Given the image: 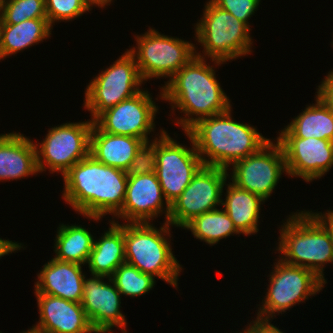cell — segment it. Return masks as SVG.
Masks as SVG:
<instances>
[{
  "instance_id": "cell-1",
  "label": "cell",
  "mask_w": 333,
  "mask_h": 333,
  "mask_svg": "<svg viewBox=\"0 0 333 333\" xmlns=\"http://www.w3.org/2000/svg\"><path fill=\"white\" fill-rule=\"evenodd\" d=\"M62 198L73 210L93 221L115 215L125 200L126 171L96 161L91 155L64 175Z\"/></svg>"
},
{
  "instance_id": "cell-2",
  "label": "cell",
  "mask_w": 333,
  "mask_h": 333,
  "mask_svg": "<svg viewBox=\"0 0 333 333\" xmlns=\"http://www.w3.org/2000/svg\"><path fill=\"white\" fill-rule=\"evenodd\" d=\"M207 60L194 56L160 88L159 97L170 102L171 111L176 108L184 113L185 117L181 116L177 121L175 119L183 131L202 118L232 108L229 97L216 79L214 66L206 63Z\"/></svg>"
},
{
  "instance_id": "cell-3",
  "label": "cell",
  "mask_w": 333,
  "mask_h": 333,
  "mask_svg": "<svg viewBox=\"0 0 333 333\" xmlns=\"http://www.w3.org/2000/svg\"><path fill=\"white\" fill-rule=\"evenodd\" d=\"M231 112L232 108L202 118L187 130L204 166L229 170L228 167L258 152L271 140L265 138L254 126L232 119Z\"/></svg>"
},
{
  "instance_id": "cell-4",
  "label": "cell",
  "mask_w": 333,
  "mask_h": 333,
  "mask_svg": "<svg viewBox=\"0 0 333 333\" xmlns=\"http://www.w3.org/2000/svg\"><path fill=\"white\" fill-rule=\"evenodd\" d=\"M278 246L280 259L313 271L325 284L324 266L333 264V247L328 228L312 211L295 212L281 225Z\"/></svg>"
},
{
  "instance_id": "cell-5",
  "label": "cell",
  "mask_w": 333,
  "mask_h": 333,
  "mask_svg": "<svg viewBox=\"0 0 333 333\" xmlns=\"http://www.w3.org/2000/svg\"><path fill=\"white\" fill-rule=\"evenodd\" d=\"M170 227L165 221L160 229L153 223L124 222L125 262L178 288V277L183 268L166 237H172Z\"/></svg>"
},
{
  "instance_id": "cell-6",
  "label": "cell",
  "mask_w": 333,
  "mask_h": 333,
  "mask_svg": "<svg viewBox=\"0 0 333 333\" xmlns=\"http://www.w3.org/2000/svg\"><path fill=\"white\" fill-rule=\"evenodd\" d=\"M204 7L202 18L194 26L195 39L203 46L204 55L195 47V56L210 58L217 66H221L252 52L251 29L245 23L212 0L207 1Z\"/></svg>"
},
{
  "instance_id": "cell-7",
  "label": "cell",
  "mask_w": 333,
  "mask_h": 333,
  "mask_svg": "<svg viewBox=\"0 0 333 333\" xmlns=\"http://www.w3.org/2000/svg\"><path fill=\"white\" fill-rule=\"evenodd\" d=\"M137 47L128 51L134 56L143 81L171 78L195 56V45L149 28L135 36Z\"/></svg>"
},
{
  "instance_id": "cell-8",
  "label": "cell",
  "mask_w": 333,
  "mask_h": 333,
  "mask_svg": "<svg viewBox=\"0 0 333 333\" xmlns=\"http://www.w3.org/2000/svg\"><path fill=\"white\" fill-rule=\"evenodd\" d=\"M269 275V284L262 305L258 307L257 317L271 320L276 314L286 312L295 304L316 295L324 288L325 283L311 270L289 265L280 258Z\"/></svg>"
},
{
  "instance_id": "cell-9",
  "label": "cell",
  "mask_w": 333,
  "mask_h": 333,
  "mask_svg": "<svg viewBox=\"0 0 333 333\" xmlns=\"http://www.w3.org/2000/svg\"><path fill=\"white\" fill-rule=\"evenodd\" d=\"M143 80L134 56L125 51L112 65L94 77L85 89L84 108L94 121L101 113L137 93Z\"/></svg>"
},
{
  "instance_id": "cell-10",
  "label": "cell",
  "mask_w": 333,
  "mask_h": 333,
  "mask_svg": "<svg viewBox=\"0 0 333 333\" xmlns=\"http://www.w3.org/2000/svg\"><path fill=\"white\" fill-rule=\"evenodd\" d=\"M93 121L67 122L48 130L41 143H35L39 173L49 168L50 173L62 176L76 163L89 155Z\"/></svg>"
},
{
  "instance_id": "cell-11",
  "label": "cell",
  "mask_w": 333,
  "mask_h": 333,
  "mask_svg": "<svg viewBox=\"0 0 333 333\" xmlns=\"http://www.w3.org/2000/svg\"><path fill=\"white\" fill-rule=\"evenodd\" d=\"M192 143L187 148L160 129V136L155 137L156 175L166 201L171 205L189 185L193 176L203 166L192 136L184 131Z\"/></svg>"
},
{
  "instance_id": "cell-12",
  "label": "cell",
  "mask_w": 333,
  "mask_h": 333,
  "mask_svg": "<svg viewBox=\"0 0 333 333\" xmlns=\"http://www.w3.org/2000/svg\"><path fill=\"white\" fill-rule=\"evenodd\" d=\"M229 175L225 168L203 165L170 205L168 223L183 228L194 217L216 209L222 203Z\"/></svg>"
},
{
  "instance_id": "cell-13",
  "label": "cell",
  "mask_w": 333,
  "mask_h": 333,
  "mask_svg": "<svg viewBox=\"0 0 333 333\" xmlns=\"http://www.w3.org/2000/svg\"><path fill=\"white\" fill-rule=\"evenodd\" d=\"M230 180L238 188L260 196L266 201L286 172V162L281 144L270 140L258 152L235 162Z\"/></svg>"
},
{
  "instance_id": "cell-14",
  "label": "cell",
  "mask_w": 333,
  "mask_h": 333,
  "mask_svg": "<svg viewBox=\"0 0 333 333\" xmlns=\"http://www.w3.org/2000/svg\"><path fill=\"white\" fill-rule=\"evenodd\" d=\"M158 110L151 94L142 90L104 111L93 122L103 132L136 137L149 142L148 134L154 131Z\"/></svg>"
},
{
  "instance_id": "cell-15",
  "label": "cell",
  "mask_w": 333,
  "mask_h": 333,
  "mask_svg": "<svg viewBox=\"0 0 333 333\" xmlns=\"http://www.w3.org/2000/svg\"><path fill=\"white\" fill-rule=\"evenodd\" d=\"M84 278L82 307L97 333H113L112 328H120L127 333V319L121 313V293L109 277L91 274ZM107 278L108 282L103 279Z\"/></svg>"
},
{
  "instance_id": "cell-16",
  "label": "cell",
  "mask_w": 333,
  "mask_h": 333,
  "mask_svg": "<svg viewBox=\"0 0 333 333\" xmlns=\"http://www.w3.org/2000/svg\"><path fill=\"white\" fill-rule=\"evenodd\" d=\"M281 144L288 176L306 182L323 177L333 166V141L318 138L277 137Z\"/></svg>"
},
{
  "instance_id": "cell-17",
  "label": "cell",
  "mask_w": 333,
  "mask_h": 333,
  "mask_svg": "<svg viewBox=\"0 0 333 333\" xmlns=\"http://www.w3.org/2000/svg\"><path fill=\"white\" fill-rule=\"evenodd\" d=\"M169 212L170 204L156 173H149L128 177L124 203L113 218H121L126 223H151L150 220L165 213V222H168Z\"/></svg>"
},
{
  "instance_id": "cell-18",
  "label": "cell",
  "mask_w": 333,
  "mask_h": 333,
  "mask_svg": "<svg viewBox=\"0 0 333 333\" xmlns=\"http://www.w3.org/2000/svg\"><path fill=\"white\" fill-rule=\"evenodd\" d=\"M35 295L40 318L33 328L43 333H97L81 303L52 295Z\"/></svg>"
},
{
  "instance_id": "cell-19",
  "label": "cell",
  "mask_w": 333,
  "mask_h": 333,
  "mask_svg": "<svg viewBox=\"0 0 333 333\" xmlns=\"http://www.w3.org/2000/svg\"><path fill=\"white\" fill-rule=\"evenodd\" d=\"M82 265L52 258L37 274L35 294L61 297L67 301L81 303L85 274Z\"/></svg>"
},
{
  "instance_id": "cell-20",
  "label": "cell",
  "mask_w": 333,
  "mask_h": 333,
  "mask_svg": "<svg viewBox=\"0 0 333 333\" xmlns=\"http://www.w3.org/2000/svg\"><path fill=\"white\" fill-rule=\"evenodd\" d=\"M36 147L21 133L0 135V181L19 180L37 175Z\"/></svg>"
},
{
  "instance_id": "cell-21",
  "label": "cell",
  "mask_w": 333,
  "mask_h": 333,
  "mask_svg": "<svg viewBox=\"0 0 333 333\" xmlns=\"http://www.w3.org/2000/svg\"><path fill=\"white\" fill-rule=\"evenodd\" d=\"M143 143L140 138L103 132L93 123L89 155L107 166L126 171Z\"/></svg>"
},
{
  "instance_id": "cell-22",
  "label": "cell",
  "mask_w": 333,
  "mask_h": 333,
  "mask_svg": "<svg viewBox=\"0 0 333 333\" xmlns=\"http://www.w3.org/2000/svg\"><path fill=\"white\" fill-rule=\"evenodd\" d=\"M99 240H94L87 262L91 274L111 277L115 270L125 263L124 223L115 219Z\"/></svg>"
},
{
  "instance_id": "cell-23",
  "label": "cell",
  "mask_w": 333,
  "mask_h": 333,
  "mask_svg": "<svg viewBox=\"0 0 333 333\" xmlns=\"http://www.w3.org/2000/svg\"><path fill=\"white\" fill-rule=\"evenodd\" d=\"M226 198L222 200V209L228 214L236 229L245 236L254 235L258 230L261 204L265 202L260 196L238 188L232 182L226 184Z\"/></svg>"
},
{
  "instance_id": "cell-24",
  "label": "cell",
  "mask_w": 333,
  "mask_h": 333,
  "mask_svg": "<svg viewBox=\"0 0 333 333\" xmlns=\"http://www.w3.org/2000/svg\"><path fill=\"white\" fill-rule=\"evenodd\" d=\"M277 137L318 138L333 141V112L316 96Z\"/></svg>"
},
{
  "instance_id": "cell-25",
  "label": "cell",
  "mask_w": 333,
  "mask_h": 333,
  "mask_svg": "<svg viewBox=\"0 0 333 333\" xmlns=\"http://www.w3.org/2000/svg\"><path fill=\"white\" fill-rule=\"evenodd\" d=\"M53 27L48 18H36L18 24H0V56L4 59L43 42L51 36Z\"/></svg>"
},
{
  "instance_id": "cell-26",
  "label": "cell",
  "mask_w": 333,
  "mask_h": 333,
  "mask_svg": "<svg viewBox=\"0 0 333 333\" xmlns=\"http://www.w3.org/2000/svg\"><path fill=\"white\" fill-rule=\"evenodd\" d=\"M57 229L54 258L83 266L87 264L95 240L91 232L76 224H61Z\"/></svg>"
},
{
  "instance_id": "cell-27",
  "label": "cell",
  "mask_w": 333,
  "mask_h": 333,
  "mask_svg": "<svg viewBox=\"0 0 333 333\" xmlns=\"http://www.w3.org/2000/svg\"><path fill=\"white\" fill-rule=\"evenodd\" d=\"M183 229L190 230L196 239L211 246L232 234H241L224 209L218 208L194 217Z\"/></svg>"
},
{
  "instance_id": "cell-28",
  "label": "cell",
  "mask_w": 333,
  "mask_h": 333,
  "mask_svg": "<svg viewBox=\"0 0 333 333\" xmlns=\"http://www.w3.org/2000/svg\"><path fill=\"white\" fill-rule=\"evenodd\" d=\"M122 295L138 297L149 293L156 284L157 278L142 273L135 266L128 263L121 264L110 277Z\"/></svg>"
},
{
  "instance_id": "cell-29",
  "label": "cell",
  "mask_w": 333,
  "mask_h": 333,
  "mask_svg": "<svg viewBox=\"0 0 333 333\" xmlns=\"http://www.w3.org/2000/svg\"><path fill=\"white\" fill-rule=\"evenodd\" d=\"M36 18H48L45 0H3L0 24H18Z\"/></svg>"
},
{
  "instance_id": "cell-30",
  "label": "cell",
  "mask_w": 333,
  "mask_h": 333,
  "mask_svg": "<svg viewBox=\"0 0 333 333\" xmlns=\"http://www.w3.org/2000/svg\"><path fill=\"white\" fill-rule=\"evenodd\" d=\"M45 4L48 22L52 27L55 22L72 21L91 10L85 0H45Z\"/></svg>"
},
{
  "instance_id": "cell-31",
  "label": "cell",
  "mask_w": 333,
  "mask_h": 333,
  "mask_svg": "<svg viewBox=\"0 0 333 333\" xmlns=\"http://www.w3.org/2000/svg\"><path fill=\"white\" fill-rule=\"evenodd\" d=\"M156 172L155 138L152 143L144 142L126 170L127 176H136Z\"/></svg>"
},
{
  "instance_id": "cell-32",
  "label": "cell",
  "mask_w": 333,
  "mask_h": 333,
  "mask_svg": "<svg viewBox=\"0 0 333 333\" xmlns=\"http://www.w3.org/2000/svg\"><path fill=\"white\" fill-rule=\"evenodd\" d=\"M217 6L235 16L249 28V18L258 9L261 0H212Z\"/></svg>"
},
{
  "instance_id": "cell-33",
  "label": "cell",
  "mask_w": 333,
  "mask_h": 333,
  "mask_svg": "<svg viewBox=\"0 0 333 333\" xmlns=\"http://www.w3.org/2000/svg\"><path fill=\"white\" fill-rule=\"evenodd\" d=\"M315 94L333 112V70L328 72Z\"/></svg>"
},
{
  "instance_id": "cell-34",
  "label": "cell",
  "mask_w": 333,
  "mask_h": 333,
  "mask_svg": "<svg viewBox=\"0 0 333 333\" xmlns=\"http://www.w3.org/2000/svg\"><path fill=\"white\" fill-rule=\"evenodd\" d=\"M253 322V323H251ZM247 326L253 333H283L278 327L271 324L270 320L255 318Z\"/></svg>"
},
{
  "instance_id": "cell-35",
  "label": "cell",
  "mask_w": 333,
  "mask_h": 333,
  "mask_svg": "<svg viewBox=\"0 0 333 333\" xmlns=\"http://www.w3.org/2000/svg\"><path fill=\"white\" fill-rule=\"evenodd\" d=\"M21 248L24 249L23 245L21 243H17V242H12L11 240H6V239H2L0 238V258L2 256L5 255H9L10 253L14 252V251H20Z\"/></svg>"
},
{
  "instance_id": "cell-36",
  "label": "cell",
  "mask_w": 333,
  "mask_h": 333,
  "mask_svg": "<svg viewBox=\"0 0 333 333\" xmlns=\"http://www.w3.org/2000/svg\"><path fill=\"white\" fill-rule=\"evenodd\" d=\"M327 212V213H326ZM323 212H312L329 230L331 234L332 247H333V210Z\"/></svg>"
},
{
  "instance_id": "cell-37",
  "label": "cell",
  "mask_w": 333,
  "mask_h": 333,
  "mask_svg": "<svg viewBox=\"0 0 333 333\" xmlns=\"http://www.w3.org/2000/svg\"><path fill=\"white\" fill-rule=\"evenodd\" d=\"M87 6L92 9L93 6H98L99 8H104L112 2V0H85Z\"/></svg>"
},
{
  "instance_id": "cell-38",
  "label": "cell",
  "mask_w": 333,
  "mask_h": 333,
  "mask_svg": "<svg viewBox=\"0 0 333 333\" xmlns=\"http://www.w3.org/2000/svg\"><path fill=\"white\" fill-rule=\"evenodd\" d=\"M22 333H43V332L32 327L27 331H23Z\"/></svg>"
},
{
  "instance_id": "cell-39",
  "label": "cell",
  "mask_w": 333,
  "mask_h": 333,
  "mask_svg": "<svg viewBox=\"0 0 333 333\" xmlns=\"http://www.w3.org/2000/svg\"><path fill=\"white\" fill-rule=\"evenodd\" d=\"M2 3L3 1H0V23L2 21Z\"/></svg>"
},
{
  "instance_id": "cell-40",
  "label": "cell",
  "mask_w": 333,
  "mask_h": 333,
  "mask_svg": "<svg viewBox=\"0 0 333 333\" xmlns=\"http://www.w3.org/2000/svg\"><path fill=\"white\" fill-rule=\"evenodd\" d=\"M239 333H253L248 327H246V329H244L243 332H239Z\"/></svg>"
}]
</instances>
